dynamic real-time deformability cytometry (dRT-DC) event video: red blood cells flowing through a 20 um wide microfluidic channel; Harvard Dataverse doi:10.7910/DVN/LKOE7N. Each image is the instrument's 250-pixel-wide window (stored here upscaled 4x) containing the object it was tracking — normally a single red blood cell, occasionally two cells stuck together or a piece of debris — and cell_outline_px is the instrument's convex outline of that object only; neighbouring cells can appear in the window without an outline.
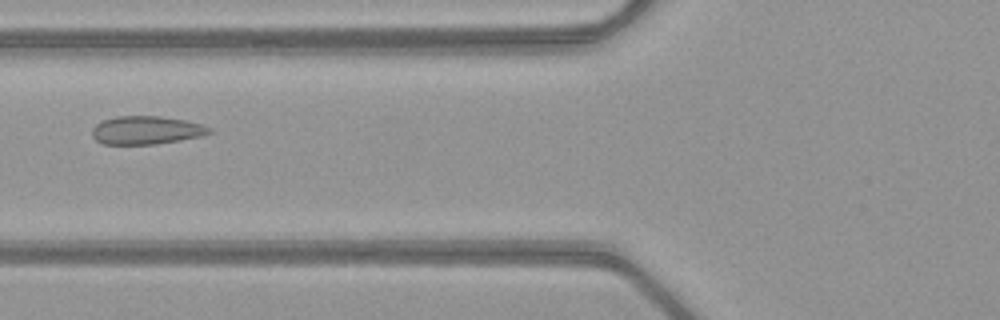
{"species": "common noctule bat (a hibernating species)", "species_latin": "Nyctalus noctula", "temperature_condition": "warm", "stored_images_in_passage": 42, "camera_frame_rate_fps": 3000, "um_per_image_px": 0.085, "animal": {"sex": "female", "body_mass_g": 21.9}, "frame": {"image": 1, "passage_image": 18, "time_ms": 5.667, "image_size_px": [1000, 320], "cell_outline_px": [[212, 132], [204, 136], [156, 144], [104, 144], [96, 140], [92, 136], [92, 128], [96, 124], [104, 120], [116, 116], [160, 116], [184, 120], [200, 124], [212, 128]], "centroid_in_image_um": [12.45, 11.07], "position_along_channel_um": 113.4, "area_um2": 19.31}}
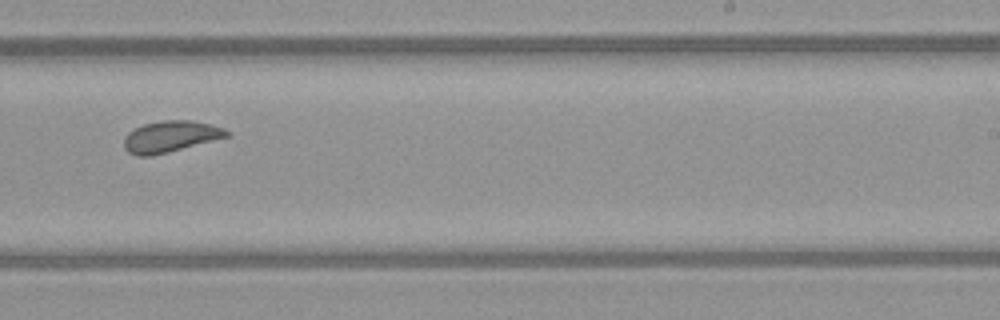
{"frame": {"image": 2, "passage_image": 30, "time_ms": 9.667, "image_size_px": [1000, 320], "cell_outline_px": [[232, 132], [228, 136], [168, 152], [152, 156], [136, 156], [128, 152], [124, 148], [124, 136], [128, 132], [144, 124], [164, 120], [192, 120], [212, 124], [224, 128]], "centroid_in_image_um": [14.48, 11.6], "position_along_channel_um": 274.5, "area_um2": 18.73}}
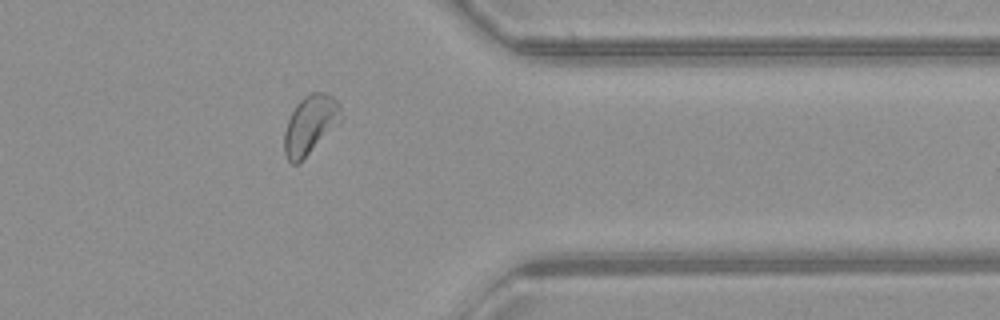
{"frame": {"image": 3, "passage_image": 39, "time_ms": 12.667, "image_size_px": [1000, 320], "cell_outline_px": [[344, 120], [300, 164], [292, 164], [284, 156], [284, 132], [288, 120], [296, 104], [308, 92], [324, 92], [332, 96], [340, 104], [344, 116]], "centroid_in_image_um": [26.41, 10.63], "position_along_channel_um": 385.0, "area_um2": 20.23}, "authors_computed_cell_mechanics": {"area_um2": 19.3919, "velocity_mm_per_s": 4.0271, "shape_relaxation_time_tau1_ms": 5.8442, "shape_relaxation_time_tau2_ms": null, "deformation_change_tau1": 0.0972, "deformation_change_tau2": null}}